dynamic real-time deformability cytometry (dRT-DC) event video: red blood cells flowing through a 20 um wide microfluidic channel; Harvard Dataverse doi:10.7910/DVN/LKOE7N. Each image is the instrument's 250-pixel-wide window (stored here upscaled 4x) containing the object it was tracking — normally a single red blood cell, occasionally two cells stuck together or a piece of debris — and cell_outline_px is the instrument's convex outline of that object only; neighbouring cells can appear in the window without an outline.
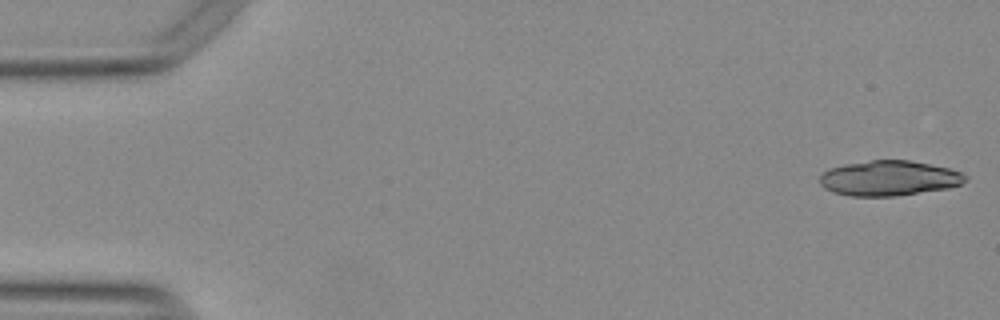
{"species": "Egyptian fruit bat (a non-hibernating species)", "species_latin": "Rousettus aegyptiacus", "temperature_condition": "warm", "stored_images_in_passage": 10, "camera_frame_rate_fps": 3000, "um_per_image_px": 0.085, "animal": {"sex": "female"}, "frame": {"image": 1, "passage_image": 1, "time_ms": 0.0, "image_size_px": [1000, 320], "cell_outline_px": [[968, 180], [960, 184], [948, 188], [896, 196], [852, 196], [832, 192], [824, 188], [820, 184], [820, 176], [828, 168], [844, 164], [872, 160], [908, 160], [948, 168], [960, 172], [968, 176]], "centroid_in_image_um": [75.55, 15.15], "position_along_channel_um": 9.5, "area_um2": 29.77}}